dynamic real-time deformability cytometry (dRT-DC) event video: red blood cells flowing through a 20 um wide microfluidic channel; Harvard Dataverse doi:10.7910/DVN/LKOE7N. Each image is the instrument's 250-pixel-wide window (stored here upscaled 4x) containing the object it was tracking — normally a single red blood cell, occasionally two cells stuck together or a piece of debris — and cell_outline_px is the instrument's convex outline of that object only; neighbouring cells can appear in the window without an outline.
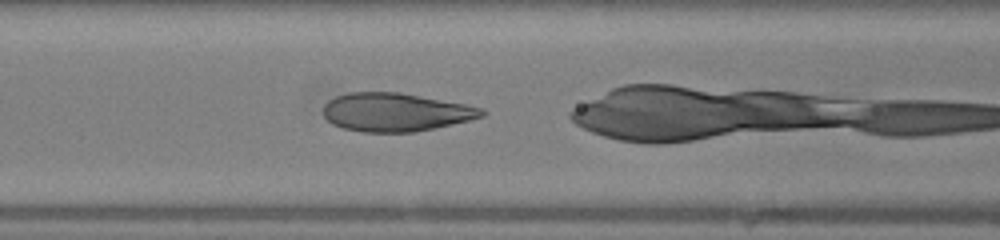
{"species": "human", "species_latin": "Homo sapiens", "temperature_condition": "warm", "stored_images_in_passage": 22, "camera_frame_rate_fps": 3000, "um_per_image_px": 0.085, "donor": {"sex": "female"}, "frame": {"image": 1, "passage_image": 13, "time_ms": 4.0, "image_size_px": [1000, 240], "cell_outline_px": [[488, 112], [484, 116], [468, 120], [416, 132], [364, 132], [344, 128], [332, 124], [324, 116], [324, 104], [328, 100], [336, 96], [348, 92], [400, 92], [464, 104], [484, 108]], "centroid_in_image_um": [33.62, 9.53], "position_along_channel_um": 133.0, "area_um2": 35.37}}
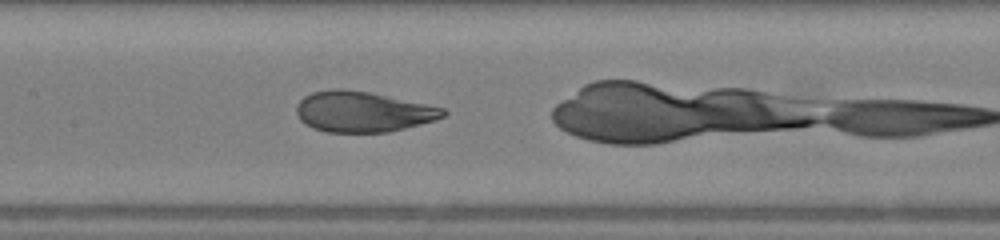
{"frame": {"image": 2, "passage_image": 16, "time_ms": 5.0, "image_size_px": [1000, 240], "cell_outline_px": [[448, 112], [444, 116], [436, 120], [388, 132], [328, 132], [312, 128], [304, 124], [300, 120], [296, 112], [296, 104], [304, 96], [312, 92], [332, 88], [340, 88], [368, 92], [444, 108]], "centroid_in_image_um": [30.79, 9.5], "position_along_channel_um": 176.6, "area_um2": 34.62}}